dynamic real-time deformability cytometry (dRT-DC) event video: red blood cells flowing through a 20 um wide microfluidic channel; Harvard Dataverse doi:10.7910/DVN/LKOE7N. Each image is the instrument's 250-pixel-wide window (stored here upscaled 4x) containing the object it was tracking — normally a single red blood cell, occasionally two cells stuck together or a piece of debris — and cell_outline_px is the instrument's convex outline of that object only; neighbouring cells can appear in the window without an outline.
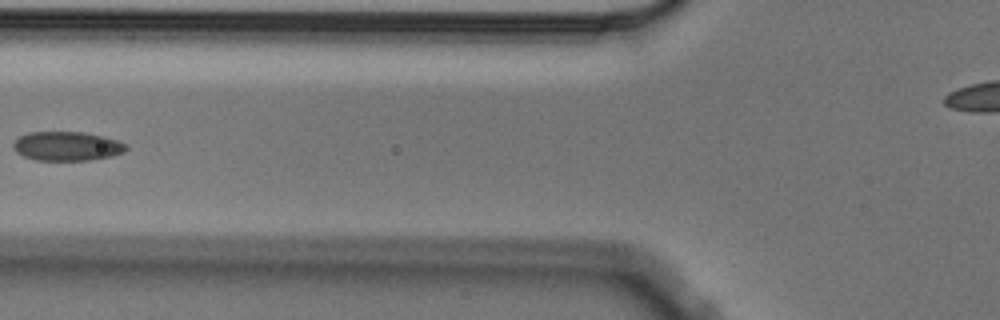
{"species": "Egyptian fruit bat (a non-hibernating species)", "species_latin": "Rousettus aegyptiacus", "temperature_condition": "cold", "stored_images_in_passage": 6, "camera_frame_rate_fps": 3000, "um_per_image_px": 0.085, "animal": {"sex": "male"}, "frame": {"image": 1, "passage_image": 5, "time_ms": 1.333, "image_size_px": [1000, 320], "cell_outline_px": [[128, 148], [124, 152], [112, 156], [88, 160], [36, 160], [24, 156], [16, 152], [12, 148], [12, 144], [20, 136], [28, 132], [84, 132], [104, 136], [128, 144]], "centroid_in_image_um": [5.7, 12.42], "position_along_channel_um": 120.1, "area_um2": 19.25}}
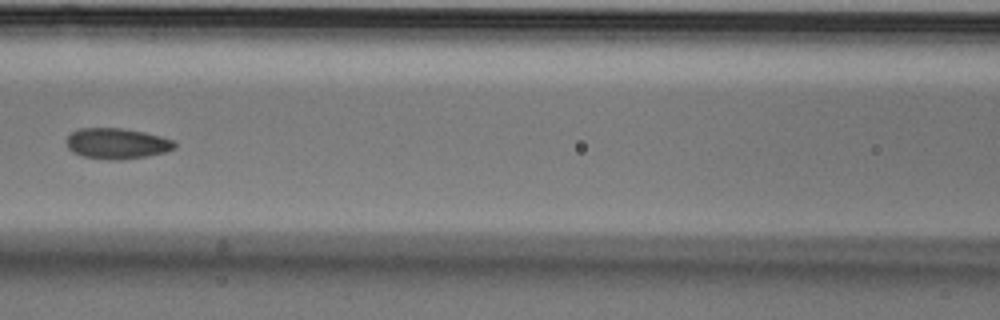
{"frame": {"image": 2, "passage_image": 6, "time_ms": 1.667, "image_size_px": [1000, 320], "cell_outline_px": [[176, 148], [164, 152], [148, 156], [120, 160], [112, 160], [84, 156], [72, 152], [68, 148], [68, 136], [72, 132], [80, 128], [120, 128], [144, 132], [160, 136], [172, 140], [176, 144]], "centroid_in_image_um": [9.95, 12.2], "position_along_channel_um": 156.6, "area_um2": 19.19}}